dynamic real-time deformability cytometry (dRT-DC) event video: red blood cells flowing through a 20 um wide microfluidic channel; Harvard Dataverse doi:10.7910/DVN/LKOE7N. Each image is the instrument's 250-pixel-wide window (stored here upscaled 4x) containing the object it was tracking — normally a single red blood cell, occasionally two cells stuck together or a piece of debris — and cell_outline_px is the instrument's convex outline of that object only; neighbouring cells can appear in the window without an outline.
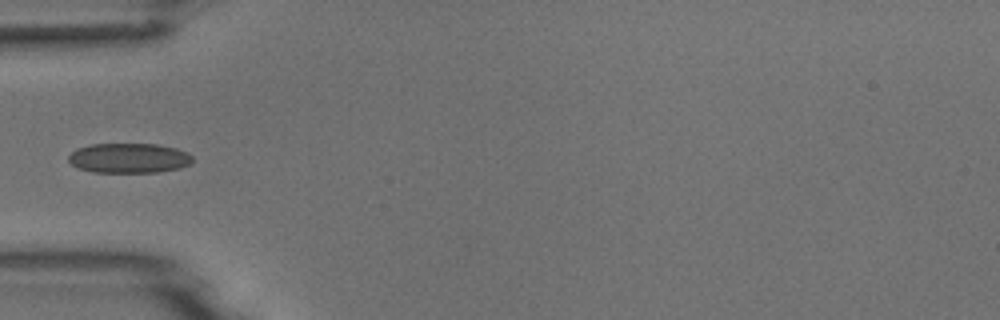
{"species": "common noctule bat (a hibernating species)", "species_latin": "Nyctalus noctula", "temperature_condition": "room temperature", "stored_images_in_passage": 2, "camera_frame_rate_fps": 3000, "um_per_image_px": 0.085, "animal": {"sex": "male", "body_mass_g": 18.8}, "frame": {"image": 1, "passage_image": 2, "time_ms": 1.0, "image_size_px": [1000, 320], "cell_outline_px": [[192, 164], [180, 168], [156, 172], [92, 172], [76, 168], [68, 160], [68, 156], [76, 148], [92, 144], [156, 144], [176, 148], [188, 152], [192, 156]], "centroid_in_image_um": [10.96, 13.44], "position_along_channel_um": 74.0, "area_um2": 21.73}}